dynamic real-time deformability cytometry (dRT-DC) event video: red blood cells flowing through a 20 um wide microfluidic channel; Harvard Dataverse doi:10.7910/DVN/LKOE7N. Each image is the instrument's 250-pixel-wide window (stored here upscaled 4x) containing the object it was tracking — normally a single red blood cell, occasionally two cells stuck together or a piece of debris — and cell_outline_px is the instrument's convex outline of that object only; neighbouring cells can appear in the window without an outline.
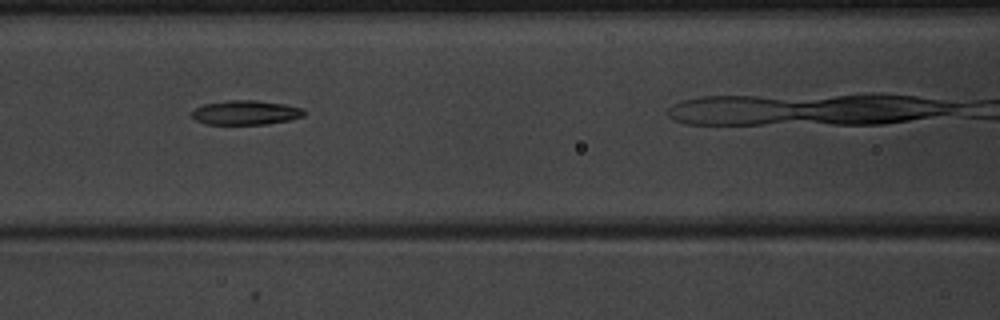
{"species": "common noctule bat (a hibernating species)", "species_latin": "Nyctalus noctula", "temperature_condition": "warm", "stored_images_in_passage": 28, "camera_frame_rate_fps": 3000, "um_per_image_px": 0.085, "animal": {"sex": "male", "body_mass_g": 20.1, "forearm_length_mm": 53.5}, "frame": {"image": 1, "passage_image": 9, "time_ms": 2.667, "image_size_px": [1000, 320], "cell_outline_px": [[304, 116], [288, 120], [268, 124], [204, 124], [196, 120], [192, 116], [192, 112], [196, 108], [204, 104], [228, 100], [256, 100], [284, 104], [304, 108]], "centroid_in_image_um": [20.89, 9.57], "position_along_channel_um": 145.7, "area_um2": 15.9}}